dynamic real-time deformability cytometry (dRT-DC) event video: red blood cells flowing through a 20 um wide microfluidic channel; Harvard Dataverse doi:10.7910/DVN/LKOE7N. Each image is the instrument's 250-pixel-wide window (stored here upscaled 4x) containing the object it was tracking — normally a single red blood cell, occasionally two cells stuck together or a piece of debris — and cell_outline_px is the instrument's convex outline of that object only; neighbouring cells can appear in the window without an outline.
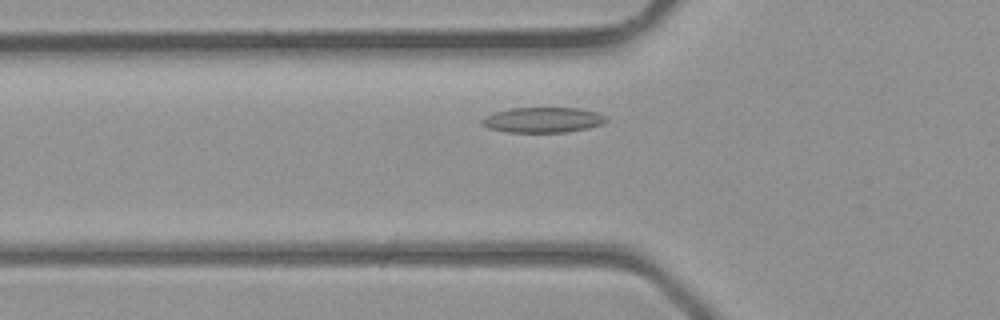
{"species": "common noctule bat (a hibernating species)", "species_latin": "Nyctalus noctula", "temperature_condition": "room temperature", "stored_images_in_passage": 32, "camera_frame_rate_fps": 3000, "um_per_image_px": 0.085, "animal": {"sex": "male", "body_mass_g": 23.1, "forearm_length_mm": 52.7}, "frame": {"image": 1, "passage_image": 6, "time_ms": 1.667, "image_size_px": [1000, 320], "cell_outline_px": [[608, 120], [604, 124], [588, 128], [564, 132], [508, 132], [488, 128], [480, 124], [480, 120], [496, 112], [508, 108], [580, 108], [596, 112], [608, 116]], "centroid_in_image_um": [46.18, 10.19], "position_along_channel_um": 79.6, "area_um2": 18.38}}
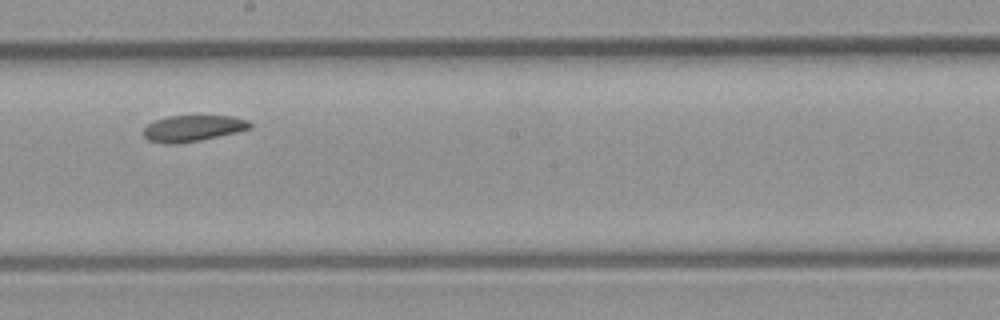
{"frame": {"image": 2, "passage_image": 15, "time_ms": 4.667, "image_size_px": [1000, 320], "cell_outline_px": [[252, 128], [236, 132], [200, 140], [168, 144], [148, 140], [144, 136], [144, 128], [148, 124], [156, 120], [168, 116], [232, 116], [248, 120], [252, 124]], "centroid_in_image_um": [16.41, 10.89], "position_along_channel_um": 231.8, "area_um2": 16.01}}
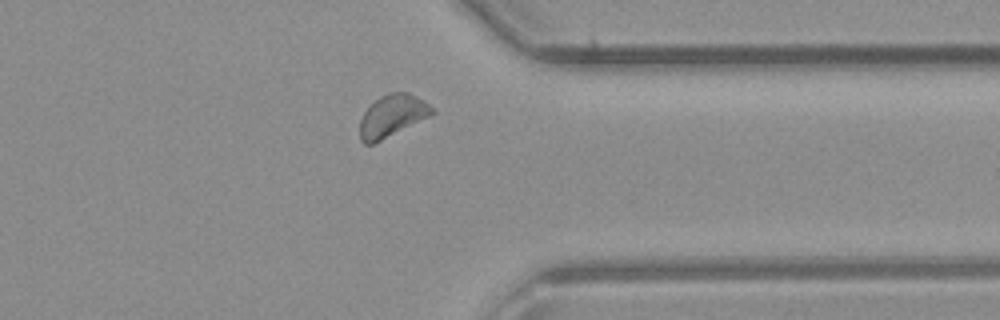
{"frame": {"image": 3, "passage_image": 24, "time_ms": 7.667, "image_size_px": [1000, 320], "cell_outline_px": [[436, 112], [372, 144], [364, 144], [360, 140], [360, 120], [364, 112], [380, 96], [388, 92], [408, 92], [424, 100]], "centroid_in_image_um": [33.31, 9.82], "position_along_channel_um": 378.1, "area_um2": 17.22}}